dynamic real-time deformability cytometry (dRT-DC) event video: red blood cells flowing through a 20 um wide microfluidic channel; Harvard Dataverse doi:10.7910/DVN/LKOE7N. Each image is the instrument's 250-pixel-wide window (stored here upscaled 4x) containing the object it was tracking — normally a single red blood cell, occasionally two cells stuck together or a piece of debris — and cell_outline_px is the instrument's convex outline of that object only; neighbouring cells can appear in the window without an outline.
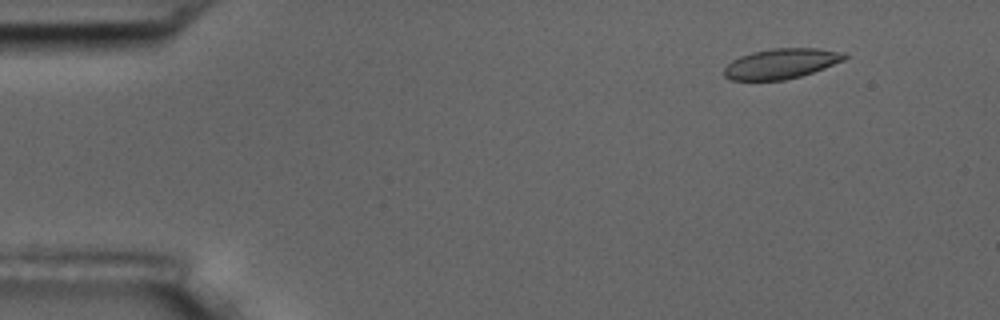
{"species": "common noctule bat (a hibernating species)", "species_latin": "Nyctalus noctula", "temperature_condition": "room temperature", "stored_images_in_passage": 57, "camera_frame_rate_fps": 3000, "um_per_image_px": 0.085, "animal": {"sex": "male", "body_mass_g": 17.5, "forearm_length_mm": 52.3}, "frame": {"image": 1, "passage_image": 6, "time_ms": 1.667, "image_size_px": [1000, 320], "cell_outline_px": [[848, 56], [844, 60], [824, 68], [800, 76], [784, 80], [732, 80], [724, 76], [724, 68], [732, 60], [740, 56], [752, 52], [772, 48], [816, 48], [844, 52]], "centroid_in_image_um": [66.39, 5.4], "position_along_channel_um": 18.6, "area_um2": 21.1}}
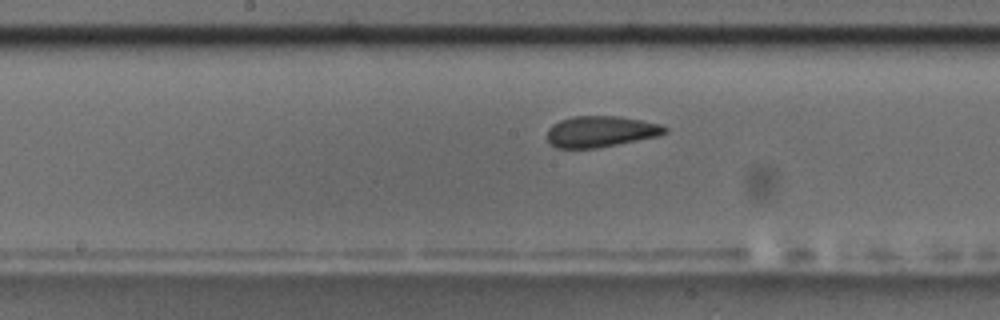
{"frame": {"image": 2, "passage_image": 29, "time_ms": 9.333, "image_size_px": [1000, 320], "cell_outline_px": [[668, 132], [660, 136], [596, 148], [556, 148], [548, 144], [548, 128], [552, 124], [560, 120], [572, 116], [620, 116], [660, 124], [668, 128]], "centroid_in_image_um": [51.05, 11.18], "position_along_channel_um": 197.1, "area_um2": 21.5}}
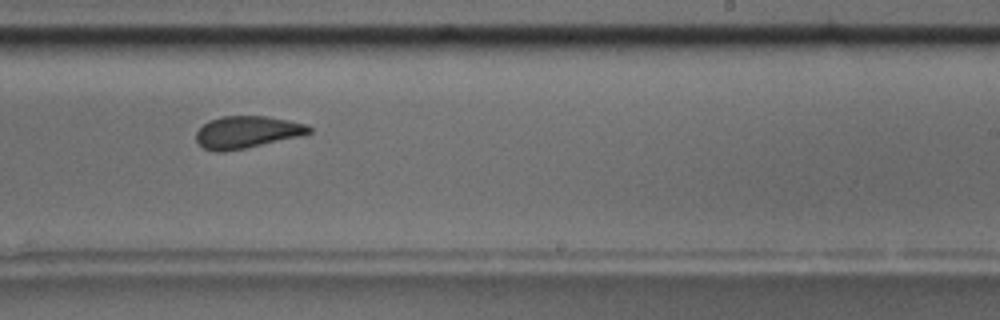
{"frame": {"image": 3, "passage_image": 35, "time_ms": 11.333, "image_size_px": [1000, 320], "cell_outline_px": [[312, 132], [300, 136], [244, 148], [224, 152], [216, 152], [204, 148], [196, 144], [196, 132], [208, 120], [220, 116], [268, 116], [288, 120], [304, 124], [312, 128]], "centroid_in_image_um": [20.94, 11.23], "position_along_channel_um": 268.1, "area_um2": 21.15}, "authors_computed_cell_mechanics": {"area_um2": 21.964, "velocity_mm_per_s": 3.5482, "shape_relaxation_time_tau1_ms": 5.5343, "shape_relaxation_time_tau2_ms": 1.9174, "deformation_change_tau1": 0.122, "deformation_change_tau2": 0.0729}}